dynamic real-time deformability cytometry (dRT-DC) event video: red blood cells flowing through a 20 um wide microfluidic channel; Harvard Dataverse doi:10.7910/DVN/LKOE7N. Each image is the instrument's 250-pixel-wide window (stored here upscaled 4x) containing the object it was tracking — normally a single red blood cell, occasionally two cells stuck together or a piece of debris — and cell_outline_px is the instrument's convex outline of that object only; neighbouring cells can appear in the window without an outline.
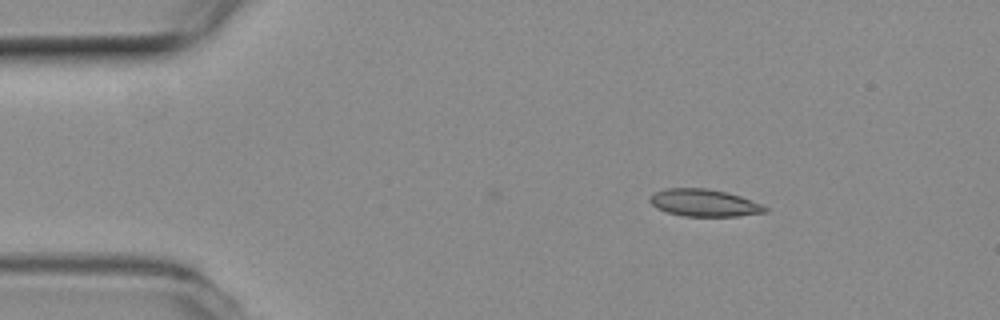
{"species": "common noctule bat (a hibernating species)", "species_latin": "Nyctalus noctula", "temperature_condition": "room temperature", "stored_images_in_passage": 46, "camera_frame_rate_fps": 3000, "um_per_image_px": 0.085, "animal": {"sex": "female", "body_mass_g": 19.3, "forearm_length_mm": 54.1}, "frame": {"image": 1, "passage_image": 1, "time_ms": 0.0, "image_size_px": [1000, 320], "cell_outline_px": [[768, 212], [736, 216], [684, 216], [668, 212], [656, 208], [648, 200], [656, 192], [664, 188], [708, 188], [740, 196], [760, 204], [768, 208]], "centroid_in_image_um": [59.84, 17.24], "position_along_channel_um": 25.2, "area_um2": 18.09}}
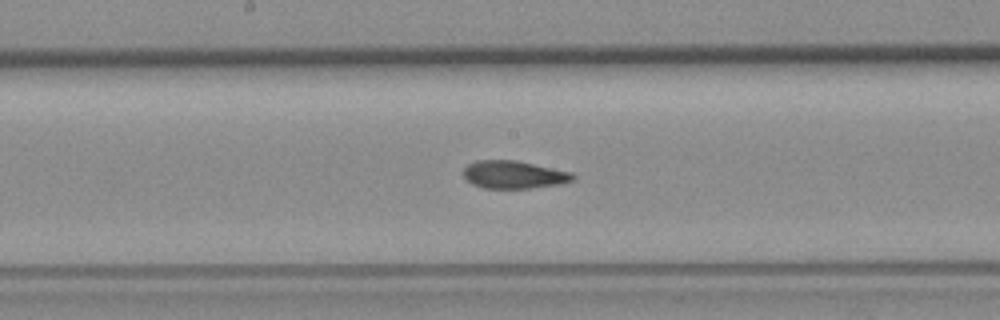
{"frame": {"image": 2, "passage_image": 20, "time_ms": 6.333, "image_size_px": [1000, 320], "cell_outline_px": [[576, 180], [560, 184], [532, 188], [484, 188], [472, 184], [464, 176], [464, 168], [468, 164], [476, 160], [516, 160], [572, 172], [576, 176]], "centroid_in_image_um": [43.71, 14.84], "position_along_channel_um": 204.5, "area_um2": 17.8}}
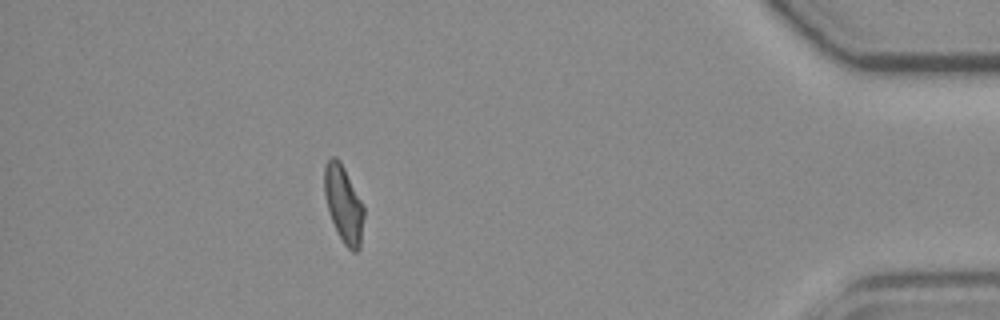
{"frame": {"image": 3, "passage_image": 40, "time_ms": 13.0, "image_size_px": [1000, 320], "cell_outline_px": [[364, 216], [360, 248], [356, 252], [352, 252], [344, 244], [332, 220], [328, 208], [324, 192], [324, 168], [328, 160], [332, 156], [336, 156], [340, 160], [364, 204]], "centroid_in_image_um": [29.23, 17.33], "position_along_channel_um": 406.0, "area_um2": 17.69}, "authors_computed_cell_mechanics": {"area_um2": 17.9758, "velocity_mm_per_s": 3.851, "shape_relaxation_time_tau1_ms": null, "shape_relaxation_time_tau2_ms": 2.9095, "deformation_change_tau1": null, "deformation_change_tau2": 0.0907}}